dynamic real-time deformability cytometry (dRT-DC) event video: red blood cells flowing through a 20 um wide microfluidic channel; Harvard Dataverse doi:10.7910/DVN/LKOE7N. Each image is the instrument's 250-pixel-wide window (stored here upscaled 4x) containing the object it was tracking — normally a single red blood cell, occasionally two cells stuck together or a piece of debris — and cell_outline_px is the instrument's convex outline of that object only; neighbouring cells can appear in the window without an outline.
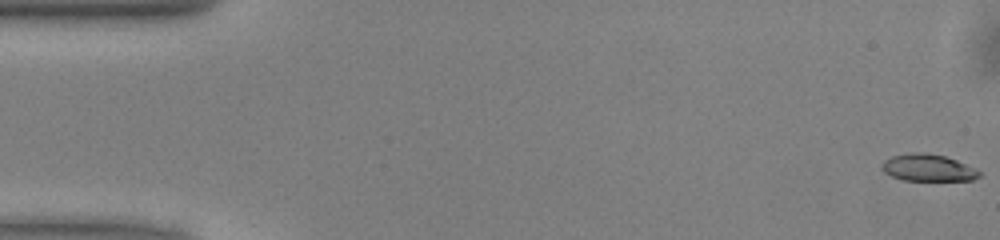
{"species": "common noctule bat (a hibernating species)", "species_latin": "Nyctalus noctula", "temperature_condition": "warm", "stored_images_in_passage": 51, "camera_frame_rate_fps": 3000, "um_per_image_px": 0.085, "animal": {"sex": "male", "body_mass_g": 13.0, "forearm_length_mm": 53.1}, "frame": {"image": 1, "passage_image": 1, "time_ms": 0.0, "image_size_px": [1000, 240], "cell_outline_px": [[980, 176], [972, 180], [904, 180], [892, 176], [884, 172], [880, 168], [880, 164], [884, 160], [892, 156], [908, 152], [924, 152], [944, 156], [956, 160], [976, 168], [980, 172]], "centroid_in_image_um": [78.85, 14.25], "position_along_channel_um": 6.2, "area_um2": 15.37}}
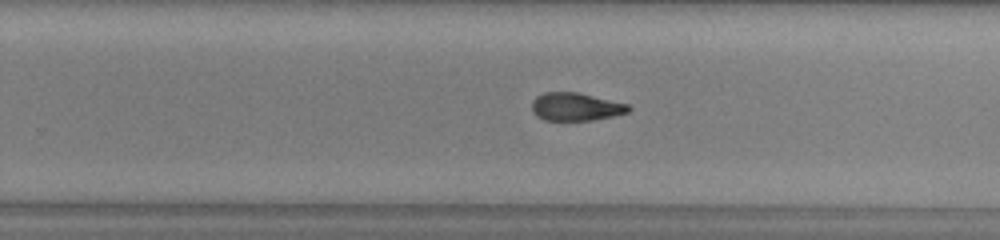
{"frame": {"image": 2, "passage_image": 32, "time_ms": 10.333, "image_size_px": [1000, 240], "cell_outline_px": [[632, 108], [628, 112], [612, 116], [592, 120], [544, 120], [536, 116], [532, 112], [532, 100], [536, 96], [544, 92], [580, 92], [628, 104]], "centroid_in_image_um": [48.92, 9.06], "position_along_channel_um": 280.9, "area_um2": 15.9}}
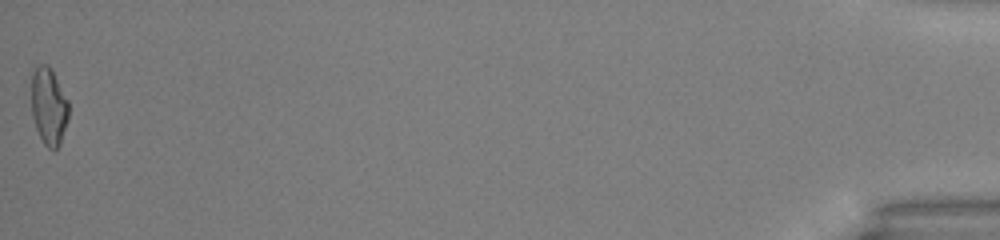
{"frame": {"image": 3, "passage_image": 51, "time_ms": 16.667, "image_size_px": [1000, 240], "cell_outline_px": [[68, 120], [60, 144], [56, 148], [48, 148], [44, 144], [36, 128], [32, 116], [32, 72], [40, 64], [48, 64], [68, 100]], "centroid_in_image_um": [4.15, 9.04], "position_along_channel_um": 431.1, "area_um2": 16.53}, "authors_computed_cell_mechanics": {"area_um2": 16.5886, "velocity_mm_per_s": 4.0597, "shape_relaxation_time_tau1_ms": 5.4438, "shape_relaxation_time_tau2_ms": 3.7175, "deformation_change_tau1": 0.1788, "deformation_change_tau2": 0.1041}}